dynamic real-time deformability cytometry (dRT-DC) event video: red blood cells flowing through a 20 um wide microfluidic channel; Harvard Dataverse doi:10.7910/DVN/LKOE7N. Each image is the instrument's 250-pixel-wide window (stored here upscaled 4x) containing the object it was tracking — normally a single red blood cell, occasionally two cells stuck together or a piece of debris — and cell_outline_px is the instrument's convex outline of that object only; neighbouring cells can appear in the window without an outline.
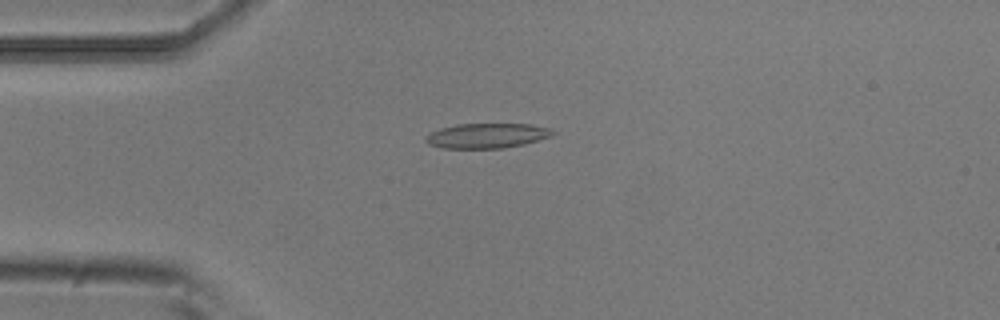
{"species": "common noctule bat (a hibernating species)", "species_latin": "Nyctalus noctula", "temperature_condition": "room temperature", "stored_images_in_passage": 10, "camera_frame_rate_fps": 3000, "um_per_image_px": 0.085, "animal": {"sex": "male", "body_mass_g": 20.5, "forearm_length_mm": 52.5}, "frame": {"image": 1, "passage_image": 4, "time_ms": 1.0, "image_size_px": [1000, 320], "cell_outline_px": [[556, 132], [552, 136], [524, 144], [504, 148], [444, 148], [428, 144], [424, 140], [424, 136], [440, 128], [456, 124], [532, 124], [548, 128]], "centroid_in_image_um": [41.37, 11.53], "position_along_channel_um": 43.6, "area_um2": 18.44}}
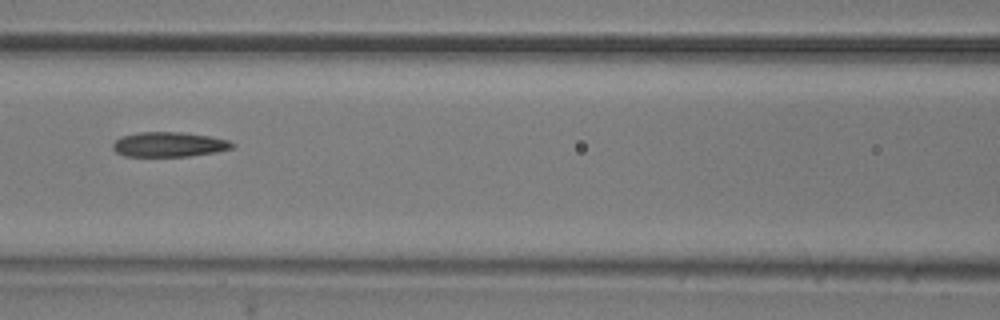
{"frame": {"image": 2, "passage_image": 7, "time_ms": 2.0, "image_size_px": [1000, 320], "cell_outline_px": [[236, 144], [232, 148], [216, 152], [188, 156], [124, 156], [116, 152], [112, 148], [112, 144], [120, 136], [140, 132], [180, 132], [208, 136], [228, 140]], "centroid_in_image_um": [14.34, 12.28], "position_along_channel_um": 152.3, "area_um2": 17.22}}
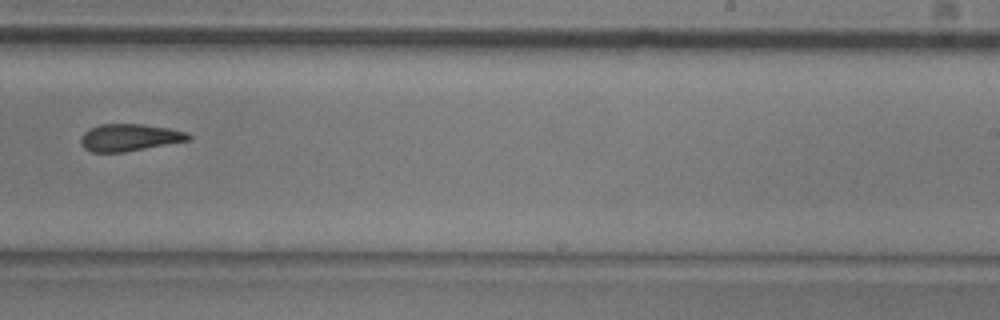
{"frame": {"image": 3, "passage_image": 10, "time_ms": 3.0, "image_size_px": [1000, 320], "cell_outline_px": [[192, 140], [124, 152], [92, 152], [84, 148], [80, 144], [80, 136], [88, 128], [100, 124], [140, 124], [168, 128], [188, 132], [192, 136]], "centroid_in_image_um": [11.0, 11.69], "position_along_channel_um": 278.0, "area_um2": 17.22}}